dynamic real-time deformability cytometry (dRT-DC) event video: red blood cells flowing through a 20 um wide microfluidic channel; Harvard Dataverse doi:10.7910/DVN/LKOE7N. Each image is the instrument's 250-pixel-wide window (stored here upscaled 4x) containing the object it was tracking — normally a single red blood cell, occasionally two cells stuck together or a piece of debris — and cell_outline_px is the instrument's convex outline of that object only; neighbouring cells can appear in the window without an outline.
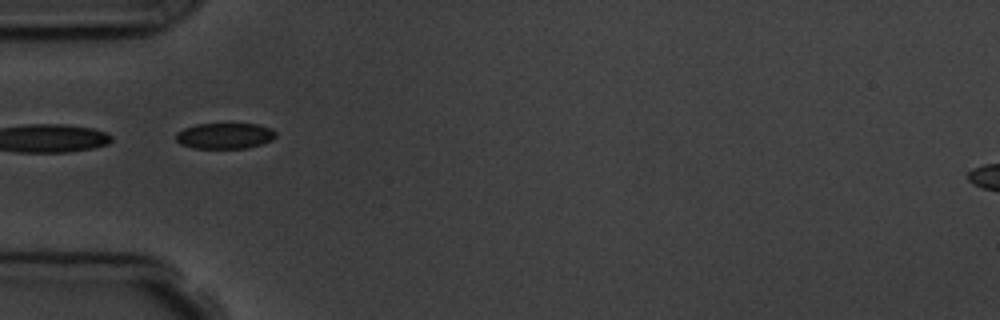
{"species": "common noctule bat (a hibernating species)", "species_latin": "Nyctalus noctula", "temperature_condition": "room temperature", "stored_images_in_passage": 9, "segment_of_instrument_passage": [2, 2], "camera_frame_rate_fps": 3000, "um_per_image_px": 0.085, "animal": {"sex": "male", "body_mass_g": 19.5, "forearm_length_mm": 54.6}, "frame": {"image": 1, "passage_image": 4, "time_ms": 3.667, "image_size_px": [1000, 320], "cell_outline_px": [[276, 136], [272, 140], [248, 148], [192, 148], [180, 144], [176, 140], [176, 132], [184, 128], [196, 124], [256, 124], [272, 128], [276, 132]], "centroid_in_image_um": [19.1, 11.54], "position_along_channel_um": 65.9, "area_um2": 15.09}}
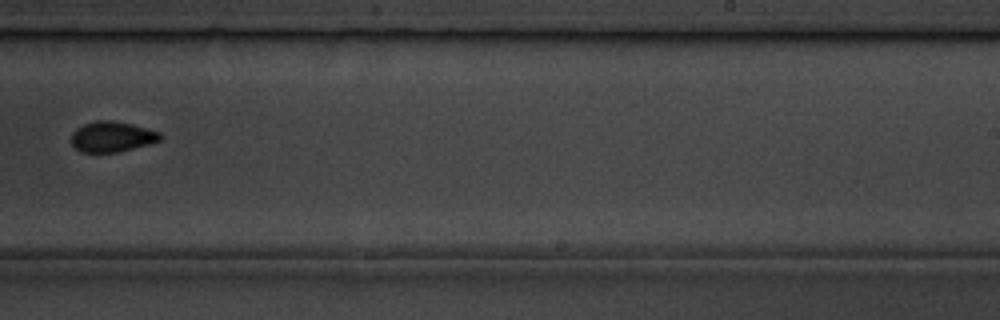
{"frame": {"image": 2, "passage_image": 9, "time_ms": 9.333, "image_size_px": [1000, 320], "cell_outline_px": [[164, 136], [160, 140], [148, 144], [116, 152], [80, 152], [72, 144], [72, 132], [76, 128], [84, 124], [96, 120], [112, 120], [132, 124], [160, 132]], "centroid_in_image_um": [9.52, 11.61], "position_along_channel_um": 279.5, "area_um2": 15.72}}